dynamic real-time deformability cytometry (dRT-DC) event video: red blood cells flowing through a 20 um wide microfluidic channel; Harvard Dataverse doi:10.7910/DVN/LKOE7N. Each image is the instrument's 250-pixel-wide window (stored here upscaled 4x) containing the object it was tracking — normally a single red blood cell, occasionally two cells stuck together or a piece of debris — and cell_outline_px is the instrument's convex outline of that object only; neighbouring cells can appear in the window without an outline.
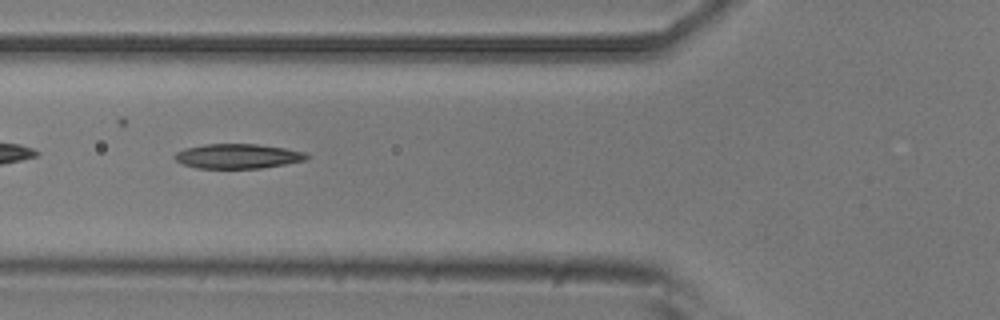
{"species": "common noctule bat (a hibernating species)", "species_latin": "Nyctalus noctula", "temperature_condition": "room temperature", "stored_images_in_passage": 9, "camera_frame_rate_fps": 3000, "um_per_image_px": 0.085, "animal": {"sex": "male", "body_mass_g": 20.5, "forearm_length_mm": 52.5}, "frame": {"image": 1, "passage_image": 6, "time_ms": 1.667, "image_size_px": [1000, 320], "cell_outline_px": [[308, 156], [304, 160], [284, 164], [260, 168], [196, 168], [184, 164], [176, 160], [172, 156], [176, 152], [184, 148], [204, 144], [256, 144], [284, 148], [304, 152]], "centroid_in_image_um": [20.14, 13.27], "position_along_channel_um": 105.7, "area_um2": 18.79}}
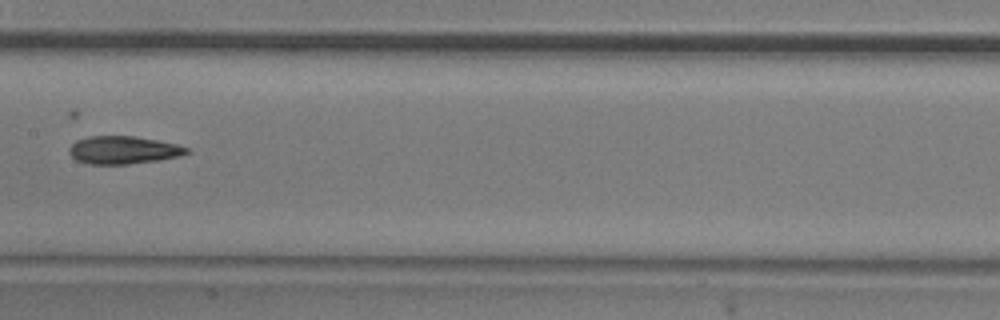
{"frame": {"image": 2, "passage_image": 8, "time_ms": 2.333, "image_size_px": [1000, 320], "cell_outline_px": [[192, 152], [180, 156], [160, 160], [128, 164], [88, 164], [76, 160], [68, 152], [68, 148], [76, 140], [88, 136], [136, 136], [176, 144], [192, 148]], "centroid_in_image_um": [10.51, 12.75], "position_along_channel_um": 196.9, "area_um2": 19.31}}
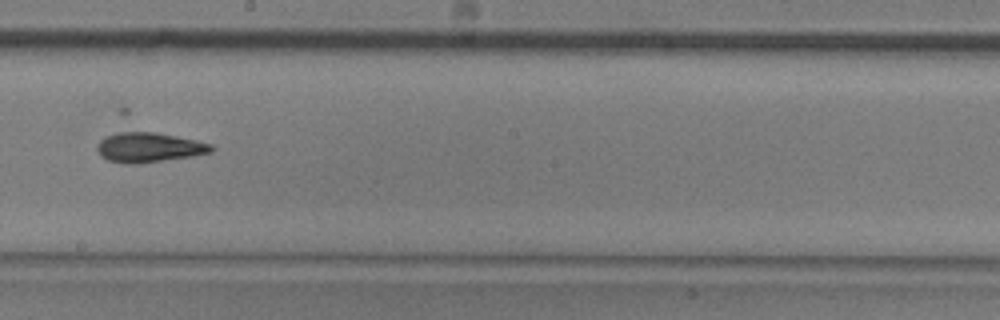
{"frame": {"image": 3, "passage_image": 9, "time_ms": 2.667, "image_size_px": [1000, 320], "cell_outline_px": [[216, 148], [212, 152], [192, 156], [140, 164], [124, 164], [108, 160], [100, 156], [96, 148], [100, 140], [104, 136], [128, 128], [156, 132], [196, 140], [212, 144]], "centroid_in_image_um": [12.62, 12.49], "position_along_channel_um": 235.6, "area_um2": 20.63}}